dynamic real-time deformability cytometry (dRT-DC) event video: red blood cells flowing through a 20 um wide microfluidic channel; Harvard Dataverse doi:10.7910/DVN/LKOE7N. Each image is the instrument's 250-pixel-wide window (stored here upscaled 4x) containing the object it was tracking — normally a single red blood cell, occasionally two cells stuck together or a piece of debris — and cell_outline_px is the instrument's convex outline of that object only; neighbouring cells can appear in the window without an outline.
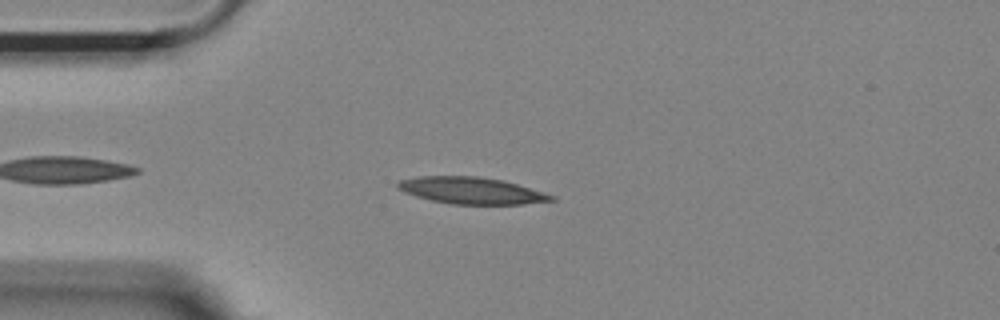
{"species": "Egyptian fruit bat (a non-hibernating species)", "species_latin": "Rousettus aegyptiacus", "temperature_condition": "room temperature", "stored_images_in_passage": 46, "camera_frame_rate_fps": 3000, "um_per_image_px": 0.085, "animal": {"sex": "female"}, "frame": {"image": 1, "passage_image": 6, "time_ms": 1.667, "image_size_px": [1000, 320], "cell_outline_px": [[556, 200], [524, 204], [452, 204], [432, 200], [416, 196], [404, 192], [396, 188], [396, 184], [400, 180], [416, 176], [480, 176], [504, 180], [556, 196]], "centroid_in_image_um": [40.06, 16.19], "position_along_channel_um": 44.9, "area_um2": 23.99}}
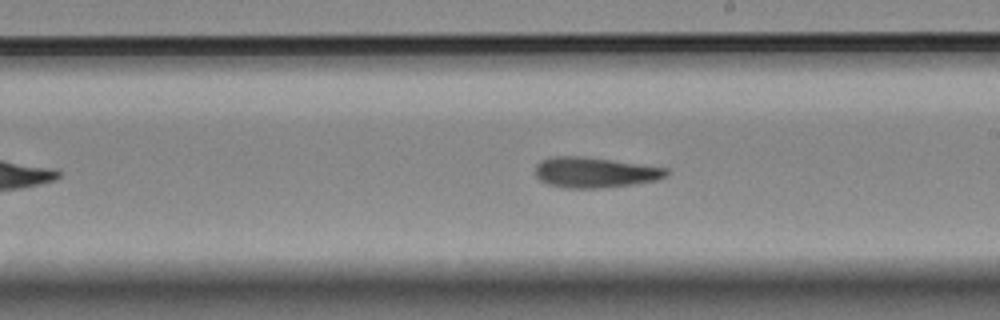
{"frame": {"image": 2, "passage_image": 23, "time_ms": 7.333, "image_size_px": [1000, 320], "cell_outline_px": [[668, 176], [656, 180], [636, 184], [604, 188], [564, 188], [548, 184], [540, 180], [536, 176], [536, 164], [540, 160], [552, 156], [580, 156], [668, 168]], "centroid_in_image_um": [50.55, 14.66], "position_along_channel_um": 238.5, "area_um2": 23.29}}
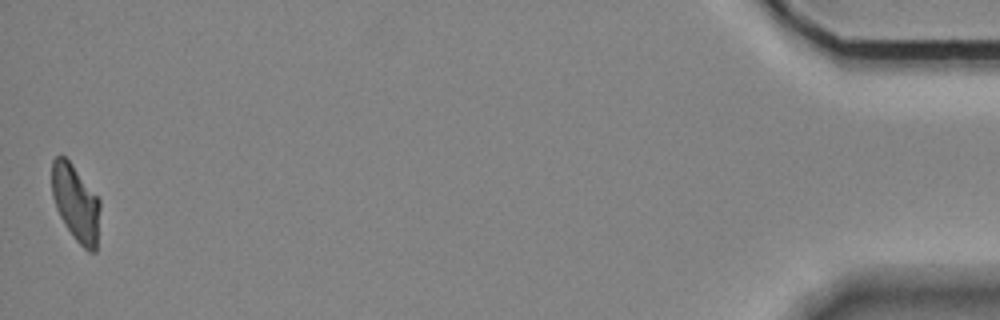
{"frame": {"image": 3, "passage_image": 46, "time_ms": 15.0, "image_size_px": [1000, 320], "cell_outline_px": [[100, 208], [96, 252], [88, 252], [72, 236], [64, 224], [56, 208], [52, 196], [52, 160], [56, 156], [64, 156], [72, 164], [100, 200]], "centroid_in_image_um": [6.44, 17.28], "position_along_channel_um": 428.8, "area_um2": 21.39}, "authors_computed_cell_mechanics": {"area_um2": 23.2645, "velocity_mm_per_s": 3.6896, "shape_relaxation_time_tau1_ms": null, "shape_relaxation_time_tau2_ms": 7.3006, "deformation_change_tau1": null, "deformation_change_tau2": 0.1717}}